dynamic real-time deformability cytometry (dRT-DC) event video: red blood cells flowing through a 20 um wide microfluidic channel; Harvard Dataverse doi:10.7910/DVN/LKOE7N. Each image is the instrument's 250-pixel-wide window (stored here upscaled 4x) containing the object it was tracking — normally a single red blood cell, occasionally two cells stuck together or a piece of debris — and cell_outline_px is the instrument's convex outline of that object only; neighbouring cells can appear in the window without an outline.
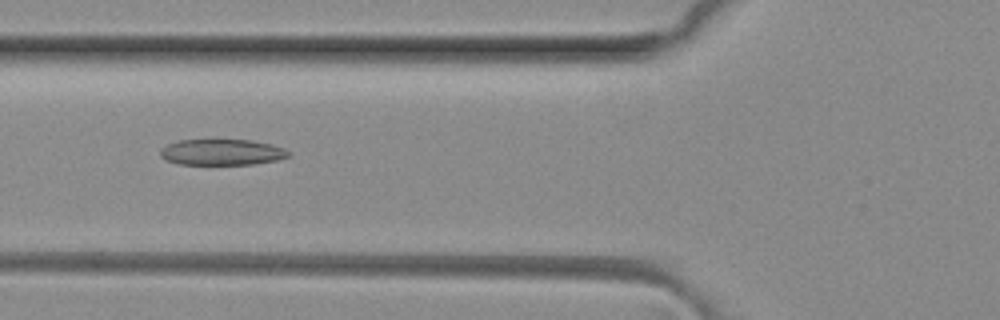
{"species": "common noctule bat (a hibernating species)", "species_latin": "Nyctalus noctula", "temperature_condition": "room temperature", "stored_images_in_passage": 4, "camera_frame_rate_fps": 3000, "um_per_image_px": 0.085, "animal": {"sex": "female", "body_mass_g": 29.2, "forearm_length_mm": 56.3}, "frame": {"image": 1, "passage_image": 4, "time_ms": 1.0, "image_size_px": [1000, 320], "cell_outline_px": [[288, 156], [276, 160], [252, 164], [180, 164], [168, 160], [160, 156], [160, 148], [176, 140], [212, 136], [252, 140], [272, 144], [284, 148], [288, 152]], "centroid_in_image_um": [18.79, 12.86], "position_along_channel_um": 107.0, "area_um2": 20.35}}